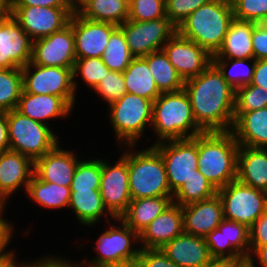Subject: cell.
<instances>
[{
  "label": "cell",
  "mask_w": 267,
  "mask_h": 267,
  "mask_svg": "<svg viewBox=\"0 0 267 267\" xmlns=\"http://www.w3.org/2000/svg\"><path fill=\"white\" fill-rule=\"evenodd\" d=\"M61 144L60 141L34 162V174L42 181L70 187L76 166L83 157H79L76 150Z\"/></svg>",
  "instance_id": "obj_20"
},
{
  "label": "cell",
  "mask_w": 267,
  "mask_h": 267,
  "mask_svg": "<svg viewBox=\"0 0 267 267\" xmlns=\"http://www.w3.org/2000/svg\"><path fill=\"white\" fill-rule=\"evenodd\" d=\"M17 252L16 250L0 256V267H24L25 260L17 261Z\"/></svg>",
  "instance_id": "obj_55"
},
{
  "label": "cell",
  "mask_w": 267,
  "mask_h": 267,
  "mask_svg": "<svg viewBox=\"0 0 267 267\" xmlns=\"http://www.w3.org/2000/svg\"><path fill=\"white\" fill-rule=\"evenodd\" d=\"M152 137L159 142L193 138L204 131L197 125L185 90L162 93L153 101ZM156 140V141H155Z\"/></svg>",
  "instance_id": "obj_2"
},
{
  "label": "cell",
  "mask_w": 267,
  "mask_h": 267,
  "mask_svg": "<svg viewBox=\"0 0 267 267\" xmlns=\"http://www.w3.org/2000/svg\"><path fill=\"white\" fill-rule=\"evenodd\" d=\"M165 17V0H129L128 20L149 21Z\"/></svg>",
  "instance_id": "obj_44"
},
{
  "label": "cell",
  "mask_w": 267,
  "mask_h": 267,
  "mask_svg": "<svg viewBox=\"0 0 267 267\" xmlns=\"http://www.w3.org/2000/svg\"><path fill=\"white\" fill-rule=\"evenodd\" d=\"M10 13L35 41L62 30L74 11L70 7L11 6Z\"/></svg>",
  "instance_id": "obj_14"
},
{
  "label": "cell",
  "mask_w": 267,
  "mask_h": 267,
  "mask_svg": "<svg viewBox=\"0 0 267 267\" xmlns=\"http://www.w3.org/2000/svg\"><path fill=\"white\" fill-rule=\"evenodd\" d=\"M234 19L254 23L267 22V0H231Z\"/></svg>",
  "instance_id": "obj_43"
},
{
  "label": "cell",
  "mask_w": 267,
  "mask_h": 267,
  "mask_svg": "<svg viewBox=\"0 0 267 267\" xmlns=\"http://www.w3.org/2000/svg\"><path fill=\"white\" fill-rule=\"evenodd\" d=\"M92 91L107 107L127 93L123 73L110 70Z\"/></svg>",
  "instance_id": "obj_42"
},
{
  "label": "cell",
  "mask_w": 267,
  "mask_h": 267,
  "mask_svg": "<svg viewBox=\"0 0 267 267\" xmlns=\"http://www.w3.org/2000/svg\"><path fill=\"white\" fill-rule=\"evenodd\" d=\"M73 28L76 58L100 57L105 52L114 24L92 21L75 11L69 21Z\"/></svg>",
  "instance_id": "obj_17"
},
{
  "label": "cell",
  "mask_w": 267,
  "mask_h": 267,
  "mask_svg": "<svg viewBox=\"0 0 267 267\" xmlns=\"http://www.w3.org/2000/svg\"><path fill=\"white\" fill-rule=\"evenodd\" d=\"M76 61L73 28L62 30L33 41L31 63L41 66L74 68Z\"/></svg>",
  "instance_id": "obj_15"
},
{
  "label": "cell",
  "mask_w": 267,
  "mask_h": 267,
  "mask_svg": "<svg viewBox=\"0 0 267 267\" xmlns=\"http://www.w3.org/2000/svg\"><path fill=\"white\" fill-rule=\"evenodd\" d=\"M138 260L142 267H179L161 249H141Z\"/></svg>",
  "instance_id": "obj_47"
},
{
  "label": "cell",
  "mask_w": 267,
  "mask_h": 267,
  "mask_svg": "<svg viewBox=\"0 0 267 267\" xmlns=\"http://www.w3.org/2000/svg\"><path fill=\"white\" fill-rule=\"evenodd\" d=\"M211 257L241 259L249 257V228L240 222L223 219L206 237Z\"/></svg>",
  "instance_id": "obj_18"
},
{
  "label": "cell",
  "mask_w": 267,
  "mask_h": 267,
  "mask_svg": "<svg viewBox=\"0 0 267 267\" xmlns=\"http://www.w3.org/2000/svg\"><path fill=\"white\" fill-rule=\"evenodd\" d=\"M87 0H80V7L86 2Z\"/></svg>",
  "instance_id": "obj_62"
},
{
  "label": "cell",
  "mask_w": 267,
  "mask_h": 267,
  "mask_svg": "<svg viewBox=\"0 0 267 267\" xmlns=\"http://www.w3.org/2000/svg\"><path fill=\"white\" fill-rule=\"evenodd\" d=\"M238 259L232 258H220L212 257L205 265L202 267H232V264Z\"/></svg>",
  "instance_id": "obj_56"
},
{
  "label": "cell",
  "mask_w": 267,
  "mask_h": 267,
  "mask_svg": "<svg viewBox=\"0 0 267 267\" xmlns=\"http://www.w3.org/2000/svg\"><path fill=\"white\" fill-rule=\"evenodd\" d=\"M21 70L25 92L62 97L76 109L78 96L73 85V68L41 66L29 62Z\"/></svg>",
  "instance_id": "obj_9"
},
{
  "label": "cell",
  "mask_w": 267,
  "mask_h": 267,
  "mask_svg": "<svg viewBox=\"0 0 267 267\" xmlns=\"http://www.w3.org/2000/svg\"><path fill=\"white\" fill-rule=\"evenodd\" d=\"M101 157L82 158L74 171L71 190L100 189Z\"/></svg>",
  "instance_id": "obj_40"
},
{
  "label": "cell",
  "mask_w": 267,
  "mask_h": 267,
  "mask_svg": "<svg viewBox=\"0 0 267 267\" xmlns=\"http://www.w3.org/2000/svg\"><path fill=\"white\" fill-rule=\"evenodd\" d=\"M109 267H142L138 258L132 261L122 262Z\"/></svg>",
  "instance_id": "obj_59"
},
{
  "label": "cell",
  "mask_w": 267,
  "mask_h": 267,
  "mask_svg": "<svg viewBox=\"0 0 267 267\" xmlns=\"http://www.w3.org/2000/svg\"><path fill=\"white\" fill-rule=\"evenodd\" d=\"M32 43L11 13L0 20V69L23 68L31 62Z\"/></svg>",
  "instance_id": "obj_19"
},
{
  "label": "cell",
  "mask_w": 267,
  "mask_h": 267,
  "mask_svg": "<svg viewBox=\"0 0 267 267\" xmlns=\"http://www.w3.org/2000/svg\"><path fill=\"white\" fill-rule=\"evenodd\" d=\"M123 31L117 27L111 34L102 60L112 71L123 73L134 59Z\"/></svg>",
  "instance_id": "obj_35"
},
{
  "label": "cell",
  "mask_w": 267,
  "mask_h": 267,
  "mask_svg": "<svg viewBox=\"0 0 267 267\" xmlns=\"http://www.w3.org/2000/svg\"><path fill=\"white\" fill-rule=\"evenodd\" d=\"M127 93L154 101L162 93L159 91L143 57H135L123 72Z\"/></svg>",
  "instance_id": "obj_32"
},
{
  "label": "cell",
  "mask_w": 267,
  "mask_h": 267,
  "mask_svg": "<svg viewBox=\"0 0 267 267\" xmlns=\"http://www.w3.org/2000/svg\"><path fill=\"white\" fill-rule=\"evenodd\" d=\"M7 121L10 150L29 157L33 162L62 139L50 126L34 121L16 109L7 112Z\"/></svg>",
  "instance_id": "obj_8"
},
{
  "label": "cell",
  "mask_w": 267,
  "mask_h": 267,
  "mask_svg": "<svg viewBox=\"0 0 267 267\" xmlns=\"http://www.w3.org/2000/svg\"><path fill=\"white\" fill-rule=\"evenodd\" d=\"M233 19L231 0H210L184 19L177 32L213 56L221 48Z\"/></svg>",
  "instance_id": "obj_4"
},
{
  "label": "cell",
  "mask_w": 267,
  "mask_h": 267,
  "mask_svg": "<svg viewBox=\"0 0 267 267\" xmlns=\"http://www.w3.org/2000/svg\"><path fill=\"white\" fill-rule=\"evenodd\" d=\"M116 146L140 145L142 138L150 144L149 132L152 124L153 101L144 97L125 93L120 99L110 103L107 108ZM146 131V132H145ZM148 140H146V138Z\"/></svg>",
  "instance_id": "obj_6"
},
{
  "label": "cell",
  "mask_w": 267,
  "mask_h": 267,
  "mask_svg": "<svg viewBox=\"0 0 267 267\" xmlns=\"http://www.w3.org/2000/svg\"><path fill=\"white\" fill-rule=\"evenodd\" d=\"M33 174L34 162L29 157L12 150L0 153V194L9 203L19 190L26 193Z\"/></svg>",
  "instance_id": "obj_22"
},
{
  "label": "cell",
  "mask_w": 267,
  "mask_h": 267,
  "mask_svg": "<svg viewBox=\"0 0 267 267\" xmlns=\"http://www.w3.org/2000/svg\"><path fill=\"white\" fill-rule=\"evenodd\" d=\"M161 251L179 267H202L212 258L204 237L184 232L166 243Z\"/></svg>",
  "instance_id": "obj_25"
},
{
  "label": "cell",
  "mask_w": 267,
  "mask_h": 267,
  "mask_svg": "<svg viewBox=\"0 0 267 267\" xmlns=\"http://www.w3.org/2000/svg\"><path fill=\"white\" fill-rule=\"evenodd\" d=\"M74 12L80 8V0H63Z\"/></svg>",
  "instance_id": "obj_60"
},
{
  "label": "cell",
  "mask_w": 267,
  "mask_h": 267,
  "mask_svg": "<svg viewBox=\"0 0 267 267\" xmlns=\"http://www.w3.org/2000/svg\"><path fill=\"white\" fill-rule=\"evenodd\" d=\"M77 12L84 18L120 26L129 17V0H87Z\"/></svg>",
  "instance_id": "obj_33"
},
{
  "label": "cell",
  "mask_w": 267,
  "mask_h": 267,
  "mask_svg": "<svg viewBox=\"0 0 267 267\" xmlns=\"http://www.w3.org/2000/svg\"><path fill=\"white\" fill-rule=\"evenodd\" d=\"M217 194V190L213 185L195 169V173L189 180L174 193L173 202L184 206L190 203L208 199Z\"/></svg>",
  "instance_id": "obj_38"
},
{
  "label": "cell",
  "mask_w": 267,
  "mask_h": 267,
  "mask_svg": "<svg viewBox=\"0 0 267 267\" xmlns=\"http://www.w3.org/2000/svg\"><path fill=\"white\" fill-rule=\"evenodd\" d=\"M182 206L172 202L140 234L141 249H161L183 233Z\"/></svg>",
  "instance_id": "obj_24"
},
{
  "label": "cell",
  "mask_w": 267,
  "mask_h": 267,
  "mask_svg": "<svg viewBox=\"0 0 267 267\" xmlns=\"http://www.w3.org/2000/svg\"><path fill=\"white\" fill-rule=\"evenodd\" d=\"M122 154L118 161L101 156L100 193L105 208L114 218H120L132 198L129 192L127 145L117 146Z\"/></svg>",
  "instance_id": "obj_11"
},
{
  "label": "cell",
  "mask_w": 267,
  "mask_h": 267,
  "mask_svg": "<svg viewBox=\"0 0 267 267\" xmlns=\"http://www.w3.org/2000/svg\"><path fill=\"white\" fill-rule=\"evenodd\" d=\"M250 85L267 90V59L255 60L254 74Z\"/></svg>",
  "instance_id": "obj_51"
},
{
  "label": "cell",
  "mask_w": 267,
  "mask_h": 267,
  "mask_svg": "<svg viewBox=\"0 0 267 267\" xmlns=\"http://www.w3.org/2000/svg\"><path fill=\"white\" fill-rule=\"evenodd\" d=\"M192 113L204 132H228L234 124V89L212 62L201 74L184 81Z\"/></svg>",
  "instance_id": "obj_1"
},
{
  "label": "cell",
  "mask_w": 267,
  "mask_h": 267,
  "mask_svg": "<svg viewBox=\"0 0 267 267\" xmlns=\"http://www.w3.org/2000/svg\"><path fill=\"white\" fill-rule=\"evenodd\" d=\"M127 164L132 199L174 195L161 154L153 146L127 145Z\"/></svg>",
  "instance_id": "obj_5"
},
{
  "label": "cell",
  "mask_w": 267,
  "mask_h": 267,
  "mask_svg": "<svg viewBox=\"0 0 267 267\" xmlns=\"http://www.w3.org/2000/svg\"><path fill=\"white\" fill-rule=\"evenodd\" d=\"M124 34L134 57H143L158 50L177 32V26L168 18L149 21L126 20L118 26Z\"/></svg>",
  "instance_id": "obj_13"
},
{
  "label": "cell",
  "mask_w": 267,
  "mask_h": 267,
  "mask_svg": "<svg viewBox=\"0 0 267 267\" xmlns=\"http://www.w3.org/2000/svg\"><path fill=\"white\" fill-rule=\"evenodd\" d=\"M106 224L105 231L98 233L93 243L94 257L80 259L84 267H109L138 258L141 250L139 234L120 218H114Z\"/></svg>",
  "instance_id": "obj_7"
},
{
  "label": "cell",
  "mask_w": 267,
  "mask_h": 267,
  "mask_svg": "<svg viewBox=\"0 0 267 267\" xmlns=\"http://www.w3.org/2000/svg\"><path fill=\"white\" fill-rule=\"evenodd\" d=\"M22 91L21 68L0 69V111L16 109Z\"/></svg>",
  "instance_id": "obj_39"
},
{
  "label": "cell",
  "mask_w": 267,
  "mask_h": 267,
  "mask_svg": "<svg viewBox=\"0 0 267 267\" xmlns=\"http://www.w3.org/2000/svg\"><path fill=\"white\" fill-rule=\"evenodd\" d=\"M237 180L267 192V148L239 146Z\"/></svg>",
  "instance_id": "obj_28"
},
{
  "label": "cell",
  "mask_w": 267,
  "mask_h": 267,
  "mask_svg": "<svg viewBox=\"0 0 267 267\" xmlns=\"http://www.w3.org/2000/svg\"><path fill=\"white\" fill-rule=\"evenodd\" d=\"M182 213L184 233L204 238L224 219L223 204L218 194L182 206Z\"/></svg>",
  "instance_id": "obj_21"
},
{
  "label": "cell",
  "mask_w": 267,
  "mask_h": 267,
  "mask_svg": "<svg viewBox=\"0 0 267 267\" xmlns=\"http://www.w3.org/2000/svg\"><path fill=\"white\" fill-rule=\"evenodd\" d=\"M163 51L183 81L198 76L212 63L205 49L178 32L164 44Z\"/></svg>",
  "instance_id": "obj_16"
},
{
  "label": "cell",
  "mask_w": 267,
  "mask_h": 267,
  "mask_svg": "<svg viewBox=\"0 0 267 267\" xmlns=\"http://www.w3.org/2000/svg\"><path fill=\"white\" fill-rule=\"evenodd\" d=\"M11 6L69 7L63 0H11Z\"/></svg>",
  "instance_id": "obj_52"
},
{
  "label": "cell",
  "mask_w": 267,
  "mask_h": 267,
  "mask_svg": "<svg viewBox=\"0 0 267 267\" xmlns=\"http://www.w3.org/2000/svg\"><path fill=\"white\" fill-rule=\"evenodd\" d=\"M26 199L34 202L40 208L46 210L64 211L68 210L71 196L70 187L57 185L52 182L40 180L35 174L30 179L26 190Z\"/></svg>",
  "instance_id": "obj_30"
},
{
  "label": "cell",
  "mask_w": 267,
  "mask_h": 267,
  "mask_svg": "<svg viewBox=\"0 0 267 267\" xmlns=\"http://www.w3.org/2000/svg\"><path fill=\"white\" fill-rule=\"evenodd\" d=\"M233 133L239 146L267 148V107L234 112Z\"/></svg>",
  "instance_id": "obj_27"
},
{
  "label": "cell",
  "mask_w": 267,
  "mask_h": 267,
  "mask_svg": "<svg viewBox=\"0 0 267 267\" xmlns=\"http://www.w3.org/2000/svg\"><path fill=\"white\" fill-rule=\"evenodd\" d=\"M110 69L104 64L100 57L90 58H76L73 68V85L77 94V88L85 83L90 91L93 90L97 84L108 75ZM79 78V79H78ZM78 80H82L81 82ZM79 82L81 84H79Z\"/></svg>",
  "instance_id": "obj_36"
},
{
  "label": "cell",
  "mask_w": 267,
  "mask_h": 267,
  "mask_svg": "<svg viewBox=\"0 0 267 267\" xmlns=\"http://www.w3.org/2000/svg\"><path fill=\"white\" fill-rule=\"evenodd\" d=\"M223 78L234 88L249 85L252 81L255 59H212Z\"/></svg>",
  "instance_id": "obj_37"
},
{
  "label": "cell",
  "mask_w": 267,
  "mask_h": 267,
  "mask_svg": "<svg viewBox=\"0 0 267 267\" xmlns=\"http://www.w3.org/2000/svg\"><path fill=\"white\" fill-rule=\"evenodd\" d=\"M11 11V0H0V20L6 18Z\"/></svg>",
  "instance_id": "obj_57"
},
{
  "label": "cell",
  "mask_w": 267,
  "mask_h": 267,
  "mask_svg": "<svg viewBox=\"0 0 267 267\" xmlns=\"http://www.w3.org/2000/svg\"><path fill=\"white\" fill-rule=\"evenodd\" d=\"M232 267H256L254 262L249 257H244L236 260Z\"/></svg>",
  "instance_id": "obj_58"
},
{
  "label": "cell",
  "mask_w": 267,
  "mask_h": 267,
  "mask_svg": "<svg viewBox=\"0 0 267 267\" xmlns=\"http://www.w3.org/2000/svg\"><path fill=\"white\" fill-rule=\"evenodd\" d=\"M147 61L155 83L161 93L183 90L184 81L169 62L168 56L162 50L143 56Z\"/></svg>",
  "instance_id": "obj_34"
},
{
  "label": "cell",
  "mask_w": 267,
  "mask_h": 267,
  "mask_svg": "<svg viewBox=\"0 0 267 267\" xmlns=\"http://www.w3.org/2000/svg\"><path fill=\"white\" fill-rule=\"evenodd\" d=\"M172 202L173 196L132 199L120 219L140 234Z\"/></svg>",
  "instance_id": "obj_31"
},
{
  "label": "cell",
  "mask_w": 267,
  "mask_h": 267,
  "mask_svg": "<svg viewBox=\"0 0 267 267\" xmlns=\"http://www.w3.org/2000/svg\"><path fill=\"white\" fill-rule=\"evenodd\" d=\"M250 252L267 245V210L249 227Z\"/></svg>",
  "instance_id": "obj_48"
},
{
  "label": "cell",
  "mask_w": 267,
  "mask_h": 267,
  "mask_svg": "<svg viewBox=\"0 0 267 267\" xmlns=\"http://www.w3.org/2000/svg\"><path fill=\"white\" fill-rule=\"evenodd\" d=\"M210 0H165V12L177 27L192 12Z\"/></svg>",
  "instance_id": "obj_45"
},
{
  "label": "cell",
  "mask_w": 267,
  "mask_h": 267,
  "mask_svg": "<svg viewBox=\"0 0 267 267\" xmlns=\"http://www.w3.org/2000/svg\"><path fill=\"white\" fill-rule=\"evenodd\" d=\"M10 150L7 112L0 111V153Z\"/></svg>",
  "instance_id": "obj_53"
},
{
  "label": "cell",
  "mask_w": 267,
  "mask_h": 267,
  "mask_svg": "<svg viewBox=\"0 0 267 267\" xmlns=\"http://www.w3.org/2000/svg\"><path fill=\"white\" fill-rule=\"evenodd\" d=\"M16 110L34 121L43 123L53 129V122L57 121L59 118L60 121L61 118L67 119L75 109L62 97L49 94H31L23 90Z\"/></svg>",
  "instance_id": "obj_23"
},
{
  "label": "cell",
  "mask_w": 267,
  "mask_h": 267,
  "mask_svg": "<svg viewBox=\"0 0 267 267\" xmlns=\"http://www.w3.org/2000/svg\"><path fill=\"white\" fill-rule=\"evenodd\" d=\"M257 23L233 19L221 48L212 59L254 58L252 47L253 28Z\"/></svg>",
  "instance_id": "obj_29"
},
{
  "label": "cell",
  "mask_w": 267,
  "mask_h": 267,
  "mask_svg": "<svg viewBox=\"0 0 267 267\" xmlns=\"http://www.w3.org/2000/svg\"><path fill=\"white\" fill-rule=\"evenodd\" d=\"M223 204V218L245 224L248 228L267 210V192L238 180L217 190Z\"/></svg>",
  "instance_id": "obj_10"
},
{
  "label": "cell",
  "mask_w": 267,
  "mask_h": 267,
  "mask_svg": "<svg viewBox=\"0 0 267 267\" xmlns=\"http://www.w3.org/2000/svg\"><path fill=\"white\" fill-rule=\"evenodd\" d=\"M267 107V90L245 85L236 89L234 112H249Z\"/></svg>",
  "instance_id": "obj_41"
},
{
  "label": "cell",
  "mask_w": 267,
  "mask_h": 267,
  "mask_svg": "<svg viewBox=\"0 0 267 267\" xmlns=\"http://www.w3.org/2000/svg\"><path fill=\"white\" fill-rule=\"evenodd\" d=\"M51 254H45L42 257L39 256L32 261L25 259L24 267H84L80 259L75 262L74 260L69 259L67 255L62 257L58 253V256L56 254L53 255V253Z\"/></svg>",
  "instance_id": "obj_46"
},
{
  "label": "cell",
  "mask_w": 267,
  "mask_h": 267,
  "mask_svg": "<svg viewBox=\"0 0 267 267\" xmlns=\"http://www.w3.org/2000/svg\"><path fill=\"white\" fill-rule=\"evenodd\" d=\"M5 213L7 212L0 215V256L15 250L14 247H12L13 249H10L9 246L11 245L10 243L13 242V237L16 232V229L14 228L15 224L13 222L14 220L11 222V219H7V217H5L7 214Z\"/></svg>",
  "instance_id": "obj_50"
},
{
  "label": "cell",
  "mask_w": 267,
  "mask_h": 267,
  "mask_svg": "<svg viewBox=\"0 0 267 267\" xmlns=\"http://www.w3.org/2000/svg\"><path fill=\"white\" fill-rule=\"evenodd\" d=\"M152 146L161 154L168 185L174 194L198 169V135Z\"/></svg>",
  "instance_id": "obj_12"
},
{
  "label": "cell",
  "mask_w": 267,
  "mask_h": 267,
  "mask_svg": "<svg viewBox=\"0 0 267 267\" xmlns=\"http://www.w3.org/2000/svg\"><path fill=\"white\" fill-rule=\"evenodd\" d=\"M256 267H267V245L258 246L249 256Z\"/></svg>",
  "instance_id": "obj_54"
},
{
  "label": "cell",
  "mask_w": 267,
  "mask_h": 267,
  "mask_svg": "<svg viewBox=\"0 0 267 267\" xmlns=\"http://www.w3.org/2000/svg\"><path fill=\"white\" fill-rule=\"evenodd\" d=\"M68 210L72 211L74 219L79 222L78 225H83V229L96 228L104 219L106 227V223L114 219L104 206L100 189L71 190Z\"/></svg>",
  "instance_id": "obj_26"
},
{
  "label": "cell",
  "mask_w": 267,
  "mask_h": 267,
  "mask_svg": "<svg viewBox=\"0 0 267 267\" xmlns=\"http://www.w3.org/2000/svg\"><path fill=\"white\" fill-rule=\"evenodd\" d=\"M9 203L1 194H0V215H2L4 212H6V206Z\"/></svg>",
  "instance_id": "obj_61"
},
{
  "label": "cell",
  "mask_w": 267,
  "mask_h": 267,
  "mask_svg": "<svg viewBox=\"0 0 267 267\" xmlns=\"http://www.w3.org/2000/svg\"><path fill=\"white\" fill-rule=\"evenodd\" d=\"M252 47L254 59H267V22L257 23L253 28Z\"/></svg>",
  "instance_id": "obj_49"
},
{
  "label": "cell",
  "mask_w": 267,
  "mask_h": 267,
  "mask_svg": "<svg viewBox=\"0 0 267 267\" xmlns=\"http://www.w3.org/2000/svg\"><path fill=\"white\" fill-rule=\"evenodd\" d=\"M238 151L231 131L198 135V171L216 190L237 180Z\"/></svg>",
  "instance_id": "obj_3"
}]
</instances>
